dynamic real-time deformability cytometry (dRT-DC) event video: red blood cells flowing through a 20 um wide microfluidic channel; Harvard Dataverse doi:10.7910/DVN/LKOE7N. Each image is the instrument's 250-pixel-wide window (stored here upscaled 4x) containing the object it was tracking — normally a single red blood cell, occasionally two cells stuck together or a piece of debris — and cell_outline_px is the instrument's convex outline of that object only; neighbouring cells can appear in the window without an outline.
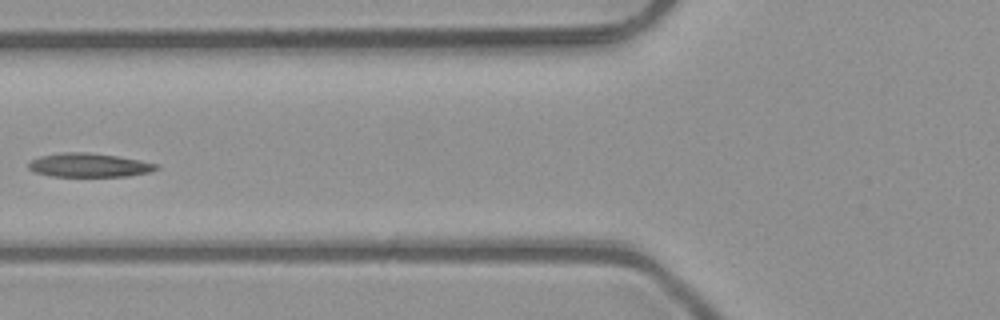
{"species": "common noctule bat (a hibernating species)", "species_latin": "Nyctalus noctula", "temperature_condition": "room temperature", "stored_images_in_passage": 4, "camera_frame_rate_fps": 3000, "um_per_image_px": 0.085, "animal": {"sex": "male", "body_mass_g": 23.1, "forearm_length_mm": 52.7}, "frame": {"image": 1, "passage_image": 3, "time_ms": 0.667, "image_size_px": [1000, 320], "cell_outline_px": [[160, 168], [152, 172], [128, 176], [52, 176], [36, 172], [28, 168], [28, 164], [32, 160], [40, 156], [60, 152], [88, 152], [116, 156], [140, 160], [160, 164]], "centroid_in_image_um": [7.62, 14.03], "position_along_channel_um": 118.2, "area_um2": 17.8}}
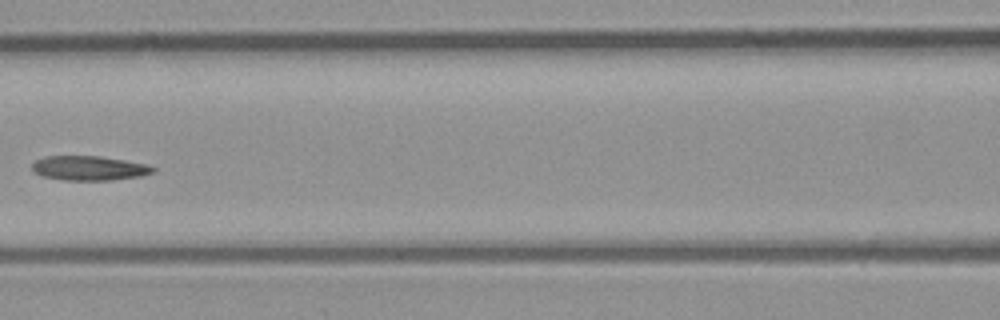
{"frame": {"image": 2, "passage_image": 4, "time_ms": 1.0, "image_size_px": [1000, 320], "cell_outline_px": [[156, 172], [140, 176], [112, 180], [64, 180], [44, 176], [36, 172], [32, 168], [32, 164], [36, 160], [44, 156], [100, 156], [148, 164], [156, 168]], "centroid_in_image_um": [7.63, 14.29], "position_along_channel_um": 159.0, "area_um2": 17.22}}